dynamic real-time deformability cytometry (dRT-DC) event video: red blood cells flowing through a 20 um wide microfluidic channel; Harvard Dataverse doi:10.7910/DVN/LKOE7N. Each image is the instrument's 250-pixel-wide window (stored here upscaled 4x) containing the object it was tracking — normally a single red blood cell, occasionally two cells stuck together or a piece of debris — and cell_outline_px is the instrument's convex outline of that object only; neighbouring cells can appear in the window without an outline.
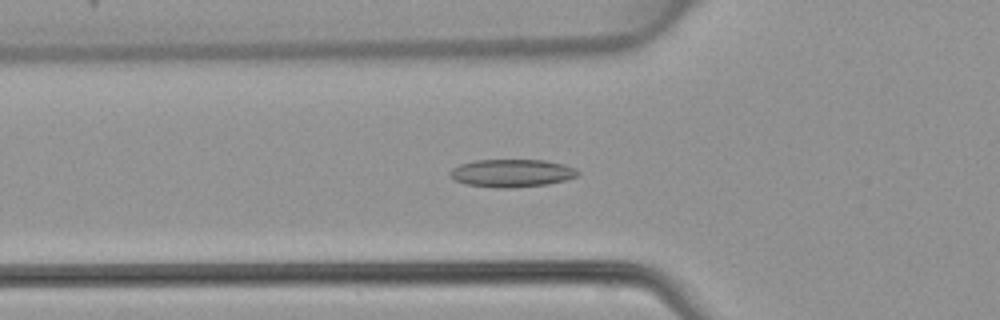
{"species": "common noctule bat (a hibernating species)", "species_latin": "Nyctalus noctula", "temperature_condition": "warm", "stored_images_in_passage": 49, "segment_of_instrument_passage": [1, 2], "camera_frame_rate_fps": 3000, "um_per_image_px": 0.085, "animal": {"sex": "female", "body_mass_g": 22.7, "forearm_length_mm": 54.2}, "frame": {"image": 1, "passage_image": 17, "time_ms": 5.333, "image_size_px": [1000, 320], "cell_outline_px": [[580, 172], [576, 176], [564, 180], [548, 184], [512, 188], [496, 188], [464, 184], [456, 180], [448, 172], [452, 168], [460, 164], [476, 160], [544, 160], [564, 164], [576, 168]], "centroid_in_image_um": [43.5, 14.71], "position_along_channel_um": 82.3, "area_um2": 20.75}}
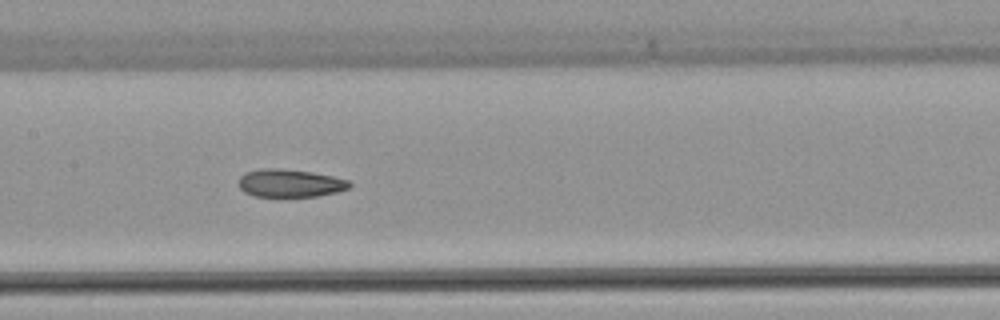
{"frame": {"image": 2, "passage_image": 24, "time_ms": 7.667, "image_size_px": [1000, 320], "cell_outline_px": [[352, 184], [348, 188], [336, 192], [316, 196], [256, 196], [244, 192], [240, 188], [240, 176], [244, 172], [264, 168], [280, 168], [312, 172], [332, 176], [348, 180]], "centroid_in_image_um": [24.64, 15.56], "position_along_channel_um": 182.8, "area_um2": 17.86}}
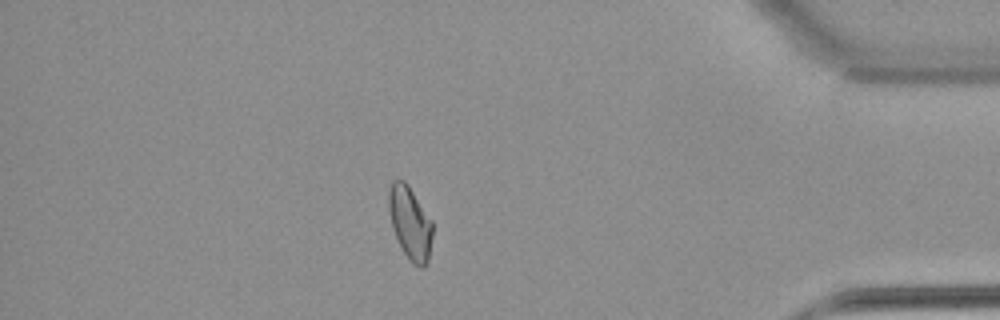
{"frame": {"image": 3, "passage_image": 42, "time_ms": 13.667, "image_size_px": [1000, 320], "cell_outline_px": [[432, 236], [428, 264], [424, 268], [420, 268], [412, 264], [408, 260], [392, 228], [388, 208], [388, 192], [392, 180], [404, 180], [408, 184], [432, 220]], "centroid_in_image_um": [34.86, 18.96], "position_along_channel_um": 400.3, "area_um2": 18.84}}